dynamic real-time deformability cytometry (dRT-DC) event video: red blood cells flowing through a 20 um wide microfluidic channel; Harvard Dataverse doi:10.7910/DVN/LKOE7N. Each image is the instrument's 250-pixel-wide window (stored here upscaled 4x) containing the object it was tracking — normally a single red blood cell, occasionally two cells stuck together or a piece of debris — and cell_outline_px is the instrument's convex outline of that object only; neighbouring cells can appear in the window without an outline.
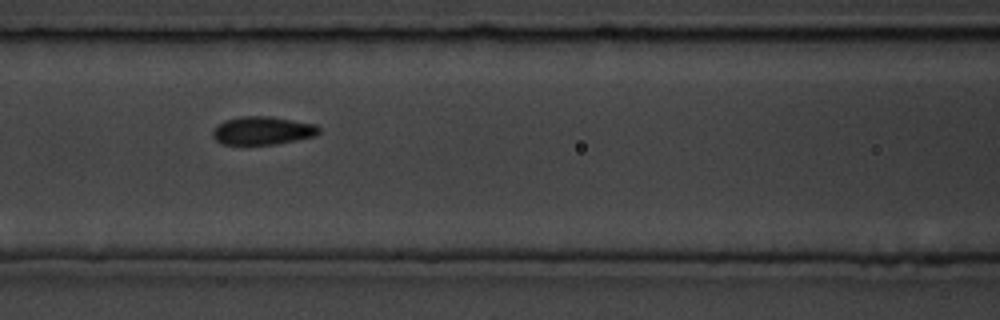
{"species": "common noctule bat (a hibernating species)", "species_latin": "Nyctalus noctula", "temperature_condition": "room temperature", "stored_images_in_passage": 8, "camera_frame_rate_fps": 3000, "um_per_image_px": 0.085, "animal": {"sex": "male", "body_mass_g": 19.5, "forearm_length_mm": 54.6}, "frame": {"image": 1, "passage_image": 7, "time_ms": 7.667, "image_size_px": [1000, 320], "cell_outline_px": [[320, 132], [316, 136], [296, 140], [272, 144], [220, 144], [212, 136], [212, 132], [224, 120], [240, 116], [268, 116], [316, 124], [320, 128]], "centroid_in_image_um": [22.33, 11.1], "position_along_channel_um": 144.3, "area_um2": 17.34}}